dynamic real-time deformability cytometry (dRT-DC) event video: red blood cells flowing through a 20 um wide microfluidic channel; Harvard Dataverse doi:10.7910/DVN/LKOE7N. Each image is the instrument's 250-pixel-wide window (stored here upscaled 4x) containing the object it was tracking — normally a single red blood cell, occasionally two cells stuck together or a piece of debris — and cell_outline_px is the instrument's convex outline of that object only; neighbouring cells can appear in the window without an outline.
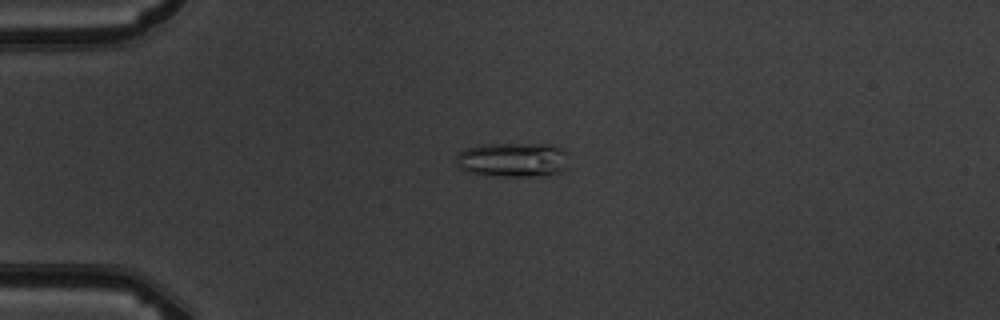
{"species": "common noctule bat (a hibernating species)", "species_latin": "Nyctalus noctula", "temperature_condition": "warm", "stored_images_in_passage": 5, "camera_frame_rate_fps": 3000, "um_per_image_px": 0.085, "animal": {"sex": "male", "body_mass_g": 19.5, "forearm_length_mm": 54.6}, "frame": {"image": 1, "passage_image": 4, "time_ms": 3.333, "image_size_px": [1000, 320], "cell_outline_px": [[572, 168], [548, 176], [500, 176], [468, 172], [460, 168], [456, 164], [456, 156], [464, 148], [484, 144], [552, 144], [564, 148]], "centroid_in_image_um": [43.69, 13.58], "position_along_channel_um": 41.3, "area_um2": 23.29}}